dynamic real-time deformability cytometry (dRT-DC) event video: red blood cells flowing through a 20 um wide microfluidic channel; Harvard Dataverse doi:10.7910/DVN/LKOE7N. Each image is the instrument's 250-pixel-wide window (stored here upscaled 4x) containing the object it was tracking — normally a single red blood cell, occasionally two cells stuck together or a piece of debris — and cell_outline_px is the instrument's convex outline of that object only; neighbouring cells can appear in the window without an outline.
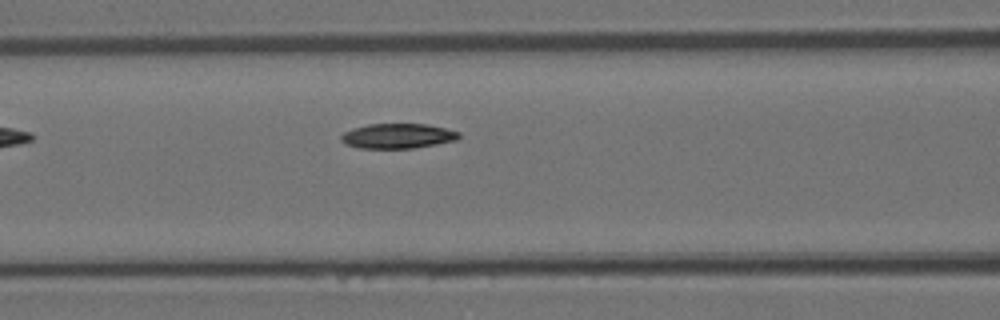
{"species": "Egyptian fruit bat (a non-hibernating species)", "species_latin": "Rousettus aegyptiacus", "temperature_condition": "room temperature", "stored_images_in_passage": 4, "camera_frame_rate_fps": 3000, "um_per_image_px": 0.085, "animal": {"sex": "female"}, "frame": {"image": 1, "passage_image": 4, "time_ms": 1.0, "image_size_px": [1000, 320], "cell_outline_px": [[460, 136], [456, 140], [436, 144], [412, 148], [360, 148], [344, 144], [340, 140], [340, 136], [344, 132], [352, 128], [368, 124], [428, 124], [460, 132]], "centroid_in_image_um": [33.77, 11.55], "position_along_channel_um": 132.8, "area_um2": 17.11}}